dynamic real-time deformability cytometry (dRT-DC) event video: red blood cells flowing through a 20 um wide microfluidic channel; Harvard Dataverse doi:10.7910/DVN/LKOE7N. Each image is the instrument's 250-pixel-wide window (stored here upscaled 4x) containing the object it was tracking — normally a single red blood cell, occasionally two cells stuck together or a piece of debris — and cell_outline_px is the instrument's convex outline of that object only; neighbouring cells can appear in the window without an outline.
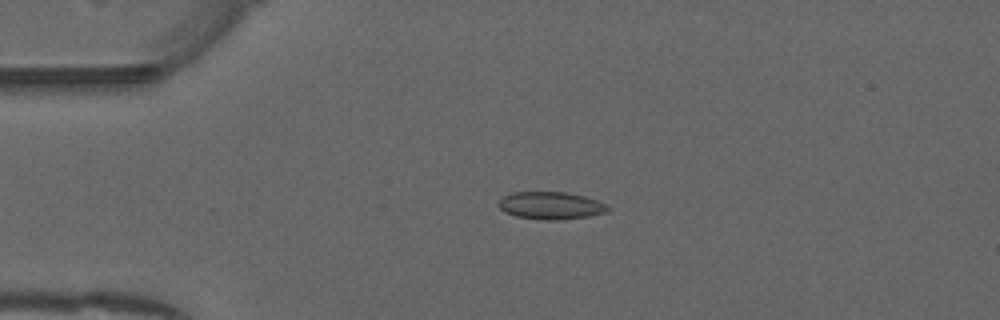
{"species": "common noctule bat (a hibernating species)", "species_latin": "Nyctalus noctula", "temperature_condition": "warm", "stored_images_in_passage": 42, "camera_frame_rate_fps": 3000, "um_per_image_px": 0.085, "animal": {"sex": "male", "forearm_length_mm": 52.5}, "frame": {"image": 1, "passage_image": 3, "time_ms": 0.667, "image_size_px": [1000, 320], "cell_outline_px": [[612, 208], [608, 212], [588, 216], [560, 220], [548, 220], [516, 216], [504, 212], [496, 204], [504, 196], [512, 192], [568, 192], [584, 196], [608, 204]], "centroid_in_image_um": [46.85, 17.47], "position_along_channel_um": 38.2, "area_um2": 17.63}}
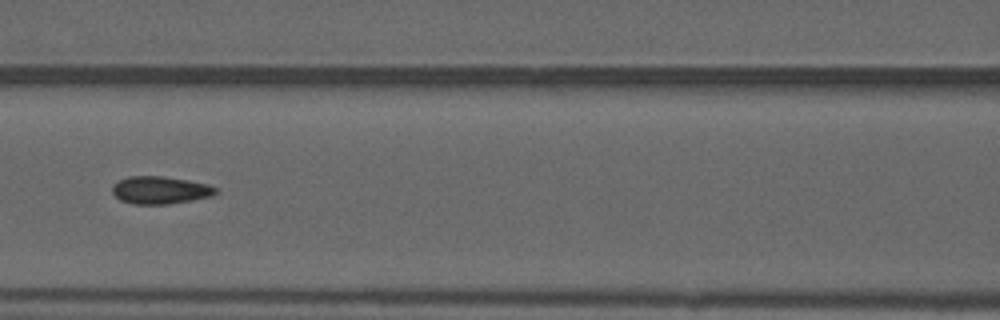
{"frame": {"image": 2, "passage_image": 14, "time_ms": 4.333, "image_size_px": [1000, 320], "cell_outline_px": [[216, 192], [212, 196], [192, 200], [168, 204], [132, 204], [120, 200], [112, 192], [112, 184], [128, 176], [160, 176], [188, 180], [204, 184], [216, 188]], "centroid_in_image_um": [13.56, 16.16], "position_along_channel_um": 153.0, "area_um2": 16.47}}
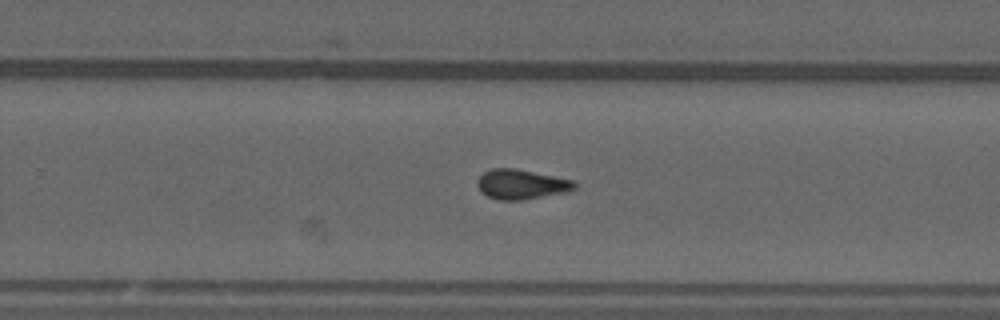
{"frame": {"image": 3, "passage_image": 24, "time_ms": 7.667, "image_size_px": [1000, 320], "cell_outline_px": [[576, 188], [568, 192], [520, 200], [500, 200], [488, 196], [480, 192], [476, 184], [476, 180], [484, 172], [492, 168], [512, 168], [572, 180], [576, 184]], "centroid_in_image_um": [44.27, 15.67], "position_along_channel_um": 285.5, "area_um2": 16.7}, "authors_computed_cell_mechanics": {"area_um2": 16.5597, "velocity_mm_per_s": 3.9915, "shape_relaxation_time_tau1_ms": null, "shape_relaxation_time_tau2_ms": 3.5438, "deformation_change_tau1": null, "deformation_change_tau2": 0.1016}}